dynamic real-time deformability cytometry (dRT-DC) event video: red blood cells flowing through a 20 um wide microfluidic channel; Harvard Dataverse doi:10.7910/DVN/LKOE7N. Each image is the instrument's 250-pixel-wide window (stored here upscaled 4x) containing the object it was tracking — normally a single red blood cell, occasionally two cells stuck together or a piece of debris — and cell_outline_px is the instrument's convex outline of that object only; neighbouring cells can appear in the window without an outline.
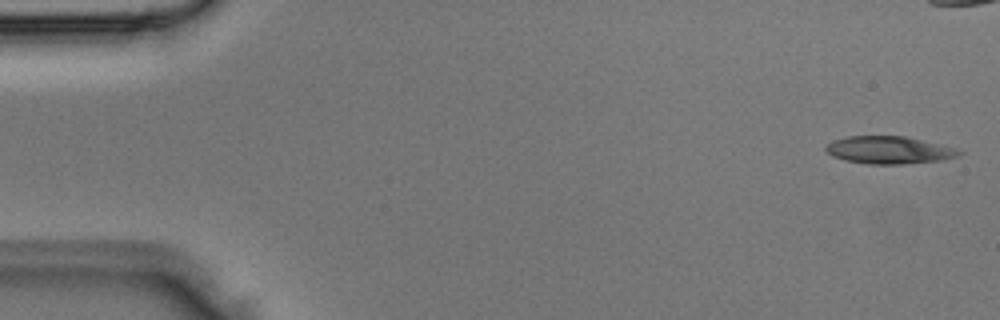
{"species": "Egyptian fruit bat (a non-hibernating species)", "species_latin": "Rousettus aegyptiacus", "temperature_condition": "room temperature", "stored_images_in_passage": 2, "camera_frame_rate_fps": 3000, "um_per_image_px": 0.085, "animal": {"sex": "male"}, "frame": {"image": 1, "passage_image": 2, "time_ms": 0.333, "image_size_px": [1000, 320], "cell_outline_px": [[964, 152], [960, 156], [940, 160], [900, 164], [868, 164], [844, 160], [832, 156], [824, 148], [832, 140], [848, 136], [904, 136], [960, 148]], "centroid_in_image_um": [75.61, 12.75], "position_along_channel_um": 9.4, "area_um2": 21.5}}